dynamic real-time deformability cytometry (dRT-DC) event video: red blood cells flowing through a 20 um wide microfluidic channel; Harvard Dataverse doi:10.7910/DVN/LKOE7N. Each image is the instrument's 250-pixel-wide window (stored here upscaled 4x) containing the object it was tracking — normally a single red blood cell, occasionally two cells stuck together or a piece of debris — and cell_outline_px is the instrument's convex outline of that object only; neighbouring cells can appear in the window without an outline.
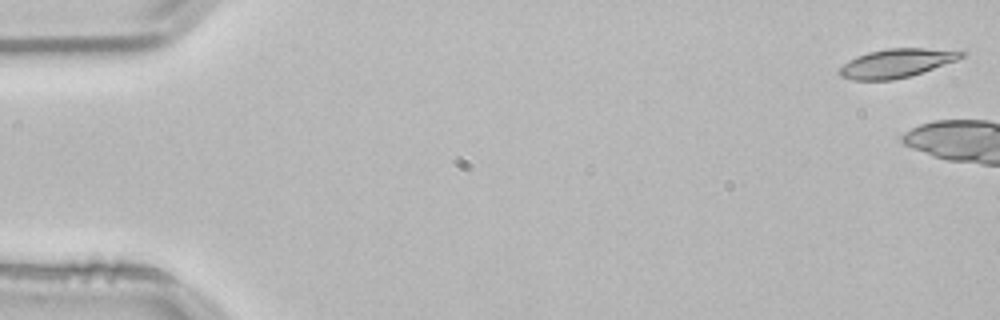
{"species": "common noctule bat (a hibernating species)", "species_latin": "Nyctalus noctula", "temperature_condition": "room temperature", "stored_images_in_passage": 6, "camera_frame_rate_fps": 3000, "um_per_image_px": 0.085, "animal": {"sex": "male", "body_mass_g": 21.5, "forearm_length_mm": 52.0}, "frame": {"image": 1, "passage_image": 1, "time_ms": 0.0, "image_size_px": [1000, 320], "cell_outline_px": [[968, 52], [964, 56], [956, 60], [908, 76], [892, 80], [852, 80], [840, 76], [836, 72], [848, 60], [856, 56], [868, 52], [888, 48], [964, 48]], "centroid_in_image_um": [76.26, 5.33], "position_along_channel_um": 8.7, "area_um2": 20.75}}